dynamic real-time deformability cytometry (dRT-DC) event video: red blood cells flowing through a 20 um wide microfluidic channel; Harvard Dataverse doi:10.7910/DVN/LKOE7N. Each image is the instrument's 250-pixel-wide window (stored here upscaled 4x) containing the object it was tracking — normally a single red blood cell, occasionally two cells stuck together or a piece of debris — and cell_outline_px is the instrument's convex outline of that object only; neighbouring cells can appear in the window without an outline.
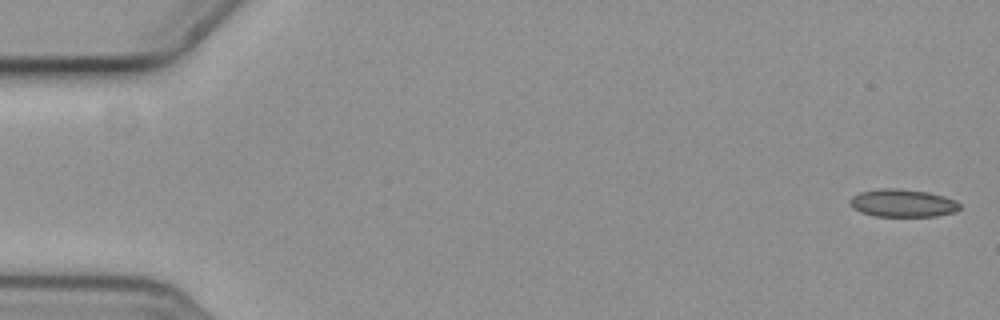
{"species": "common noctule bat (a hibernating species)", "species_latin": "Nyctalus noctula", "temperature_condition": "cold", "stored_images_in_passage": 8, "camera_frame_rate_fps": 3000, "um_per_image_px": 0.085, "animal": {"sex": "female", "body_mass_g": 19.3, "forearm_length_mm": 54.1}, "frame": {"image": 1, "passage_image": 1, "time_ms": 0.0, "image_size_px": [1000, 320], "cell_outline_px": [[960, 208], [956, 212], [936, 216], [876, 216], [860, 212], [848, 200], [852, 196], [860, 192], [880, 188], [900, 188], [928, 192], [944, 196], [956, 200], [960, 204]], "centroid_in_image_um": [76.76, 17.25], "position_along_channel_um": 8.2, "area_um2": 17.8}}
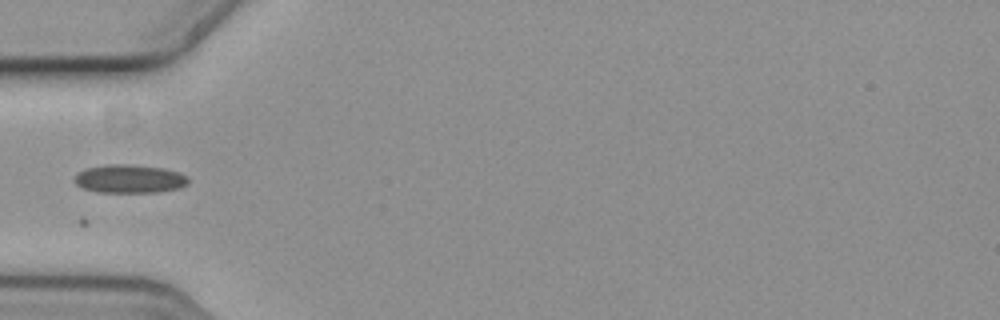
{"frame": {"image": 2, "passage_image": 5, "time_ms": 1.333, "image_size_px": [1000, 320], "cell_outline_px": [[188, 184], [180, 188], [156, 192], [96, 192], [84, 188], [76, 184], [72, 180], [84, 168], [108, 164], [124, 164], [164, 168], [188, 176]], "centroid_in_image_um": [11.0, 15.2], "position_along_channel_um": 74.0, "area_um2": 18.79}}